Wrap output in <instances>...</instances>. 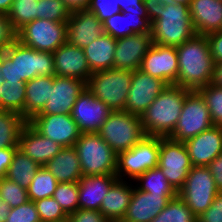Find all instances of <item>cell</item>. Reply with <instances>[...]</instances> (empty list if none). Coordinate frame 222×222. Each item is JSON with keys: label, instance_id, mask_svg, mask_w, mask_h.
<instances>
[{"label": "cell", "instance_id": "obj_1", "mask_svg": "<svg viewBox=\"0 0 222 222\" xmlns=\"http://www.w3.org/2000/svg\"><path fill=\"white\" fill-rule=\"evenodd\" d=\"M176 51L178 76L174 85L194 91L212 83L215 62L206 35L195 34Z\"/></svg>", "mask_w": 222, "mask_h": 222}, {"label": "cell", "instance_id": "obj_2", "mask_svg": "<svg viewBox=\"0 0 222 222\" xmlns=\"http://www.w3.org/2000/svg\"><path fill=\"white\" fill-rule=\"evenodd\" d=\"M6 84L27 82L37 76H54L52 52L37 51L18 40L6 51L0 52V72Z\"/></svg>", "mask_w": 222, "mask_h": 222}, {"label": "cell", "instance_id": "obj_3", "mask_svg": "<svg viewBox=\"0 0 222 222\" xmlns=\"http://www.w3.org/2000/svg\"><path fill=\"white\" fill-rule=\"evenodd\" d=\"M190 91L178 85H168L140 116L145 134L168 138L177 125Z\"/></svg>", "mask_w": 222, "mask_h": 222}, {"label": "cell", "instance_id": "obj_4", "mask_svg": "<svg viewBox=\"0 0 222 222\" xmlns=\"http://www.w3.org/2000/svg\"><path fill=\"white\" fill-rule=\"evenodd\" d=\"M195 34L187 5L168 2L151 24L152 43L161 46L177 47Z\"/></svg>", "mask_w": 222, "mask_h": 222}, {"label": "cell", "instance_id": "obj_5", "mask_svg": "<svg viewBox=\"0 0 222 222\" xmlns=\"http://www.w3.org/2000/svg\"><path fill=\"white\" fill-rule=\"evenodd\" d=\"M74 148L83 176L116 175L117 154L97 133H81Z\"/></svg>", "mask_w": 222, "mask_h": 222}, {"label": "cell", "instance_id": "obj_6", "mask_svg": "<svg viewBox=\"0 0 222 222\" xmlns=\"http://www.w3.org/2000/svg\"><path fill=\"white\" fill-rule=\"evenodd\" d=\"M97 134L117 155L131 149L146 136L140 116L126 111H112Z\"/></svg>", "mask_w": 222, "mask_h": 222}, {"label": "cell", "instance_id": "obj_7", "mask_svg": "<svg viewBox=\"0 0 222 222\" xmlns=\"http://www.w3.org/2000/svg\"><path fill=\"white\" fill-rule=\"evenodd\" d=\"M133 71L107 69L93 73L86 88L112 111H125Z\"/></svg>", "mask_w": 222, "mask_h": 222}, {"label": "cell", "instance_id": "obj_8", "mask_svg": "<svg viewBox=\"0 0 222 222\" xmlns=\"http://www.w3.org/2000/svg\"><path fill=\"white\" fill-rule=\"evenodd\" d=\"M160 151V137L145 136L131 149L117 155L116 176L124 180L126 175L129 180H134L149 169L158 167Z\"/></svg>", "mask_w": 222, "mask_h": 222}, {"label": "cell", "instance_id": "obj_9", "mask_svg": "<svg viewBox=\"0 0 222 222\" xmlns=\"http://www.w3.org/2000/svg\"><path fill=\"white\" fill-rule=\"evenodd\" d=\"M213 126L204 97L198 90L190 91L185 97L177 125L168 138L185 142Z\"/></svg>", "mask_w": 222, "mask_h": 222}, {"label": "cell", "instance_id": "obj_10", "mask_svg": "<svg viewBox=\"0 0 222 222\" xmlns=\"http://www.w3.org/2000/svg\"><path fill=\"white\" fill-rule=\"evenodd\" d=\"M218 193L219 190L209 168L193 166L184 181L183 187L179 190L178 196L195 216H198L210 207Z\"/></svg>", "mask_w": 222, "mask_h": 222}, {"label": "cell", "instance_id": "obj_11", "mask_svg": "<svg viewBox=\"0 0 222 222\" xmlns=\"http://www.w3.org/2000/svg\"><path fill=\"white\" fill-rule=\"evenodd\" d=\"M17 40L37 51L53 53L67 42V23L35 19L17 32Z\"/></svg>", "mask_w": 222, "mask_h": 222}, {"label": "cell", "instance_id": "obj_12", "mask_svg": "<svg viewBox=\"0 0 222 222\" xmlns=\"http://www.w3.org/2000/svg\"><path fill=\"white\" fill-rule=\"evenodd\" d=\"M158 167L178 193L193 167L185 143L160 137Z\"/></svg>", "mask_w": 222, "mask_h": 222}, {"label": "cell", "instance_id": "obj_13", "mask_svg": "<svg viewBox=\"0 0 222 222\" xmlns=\"http://www.w3.org/2000/svg\"><path fill=\"white\" fill-rule=\"evenodd\" d=\"M42 136L52 139L63 147H71L81 135L71 115L36 114L27 121Z\"/></svg>", "mask_w": 222, "mask_h": 222}, {"label": "cell", "instance_id": "obj_14", "mask_svg": "<svg viewBox=\"0 0 222 222\" xmlns=\"http://www.w3.org/2000/svg\"><path fill=\"white\" fill-rule=\"evenodd\" d=\"M168 85L140 69L133 71L125 111L141 116Z\"/></svg>", "mask_w": 222, "mask_h": 222}, {"label": "cell", "instance_id": "obj_15", "mask_svg": "<svg viewBox=\"0 0 222 222\" xmlns=\"http://www.w3.org/2000/svg\"><path fill=\"white\" fill-rule=\"evenodd\" d=\"M111 112L102 100L85 88L77 98L70 115L81 133H97Z\"/></svg>", "mask_w": 222, "mask_h": 222}, {"label": "cell", "instance_id": "obj_16", "mask_svg": "<svg viewBox=\"0 0 222 222\" xmlns=\"http://www.w3.org/2000/svg\"><path fill=\"white\" fill-rule=\"evenodd\" d=\"M140 70L152 77L173 85L178 76V55L176 47L152 44L142 60Z\"/></svg>", "mask_w": 222, "mask_h": 222}, {"label": "cell", "instance_id": "obj_17", "mask_svg": "<svg viewBox=\"0 0 222 222\" xmlns=\"http://www.w3.org/2000/svg\"><path fill=\"white\" fill-rule=\"evenodd\" d=\"M85 88L84 81L54 75L53 89H51L49 100L38 114L70 115L77 98Z\"/></svg>", "mask_w": 222, "mask_h": 222}, {"label": "cell", "instance_id": "obj_18", "mask_svg": "<svg viewBox=\"0 0 222 222\" xmlns=\"http://www.w3.org/2000/svg\"><path fill=\"white\" fill-rule=\"evenodd\" d=\"M151 34L137 33L116 40L114 69L135 71L152 46Z\"/></svg>", "mask_w": 222, "mask_h": 222}, {"label": "cell", "instance_id": "obj_19", "mask_svg": "<svg viewBox=\"0 0 222 222\" xmlns=\"http://www.w3.org/2000/svg\"><path fill=\"white\" fill-rule=\"evenodd\" d=\"M55 76H65L84 81L92 75L83 48L66 42L53 52Z\"/></svg>", "mask_w": 222, "mask_h": 222}, {"label": "cell", "instance_id": "obj_20", "mask_svg": "<svg viewBox=\"0 0 222 222\" xmlns=\"http://www.w3.org/2000/svg\"><path fill=\"white\" fill-rule=\"evenodd\" d=\"M103 23L92 12L79 10L71 12L67 22V42L85 48L103 35Z\"/></svg>", "mask_w": 222, "mask_h": 222}, {"label": "cell", "instance_id": "obj_21", "mask_svg": "<svg viewBox=\"0 0 222 222\" xmlns=\"http://www.w3.org/2000/svg\"><path fill=\"white\" fill-rule=\"evenodd\" d=\"M178 194H152L134 187V191L125 215L131 222H150Z\"/></svg>", "mask_w": 222, "mask_h": 222}, {"label": "cell", "instance_id": "obj_22", "mask_svg": "<svg viewBox=\"0 0 222 222\" xmlns=\"http://www.w3.org/2000/svg\"><path fill=\"white\" fill-rule=\"evenodd\" d=\"M184 143L192 165L207 167L222 152V128L213 126Z\"/></svg>", "mask_w": 222, "mask_h": 222}, {"label": "cell", "instance_id": "obj_23", "mask_svg": "<svg viewBox=\"0 0 222 222\" xmlns=\"http://www.w3.org/2000/svg\"><path fill=\"white\" fill-rule=\"evenodd\" d=\"M18 148L40 166H45L63 146L42 136L27 122L21 130Z\"/></svg>", "mask_w": 222, "mask_h": 222}, {"label": "cell", "instance_id": "obj_24", "mask_svg": "<svg viewBox=\"0 0 222 222\" xmlns=\"http://www.w3.org/2000/svg\"><path fill=\"white\" fill-rule=\"evenodd\" d=\"M189 11L196 34L222 30V2L219 0H191Z\"/></svg>", "mask_w": 222, "mask_h": 222}, {"label": "cell", "instance_id": "obj_25", "mask_svg": "<svg viewBox=\"0 0 222 222\" xmlns=\"http://www.w3.org/2000/svg\"><path fill=\"white\" fill-rule=\"evenodd\" d=\"M117 180L118 177L116 175L82 176L78 181L79 209L99 211L104 196Z\"/></svg>", "mask_w": 222, "mask_h": 222}, {"label": "cell", "instance_id": "obj_26", "mask_svg": "<svg viewBox=\"0 0 222 222\" xmlns=\"http://www.w3.org/2000/svg\"><path fill=\"white\" fill-rule=\"evenodd\" d=\"M104 32L113 38H123L137 33L151 34V21L147 13L120 12L102 22Z\"/></svg>", "mask_w": 222, "mask_h": 222}, {"label": "cell", "instance_id": "obj_27", "mask_svg": "<svg viewBox=\"0 0 222 222\" xmlns=\"http://www.w3.org/2000/svg\"><path fill=\"white\" fill-rule=\"evenodd\" d=\"M130 185L118 179L104 196L99 211L109 221L125 217L135 187Z\"/></svg>", "mask_w": 222, "mask_h": 222}, {"label": "cell", "instance_id": "obj_28", "mask_svg": "<svg viewBox=\"0 0 222 222\" xmlns=\"http://www.w3.org/2000/svg\"><path fill=\"white\" fill-rule=\"evenodd\" d=\"M45 167L56 178L58 183L78 182L83 176L80 160L74 146L63 147Z\"/></svg>", "mask_w": 222, "mask_h": 222}, {"label": "cell", "instance_id": "obj_29", "mask_svg": "<svg viewBox=\"0 0 222 222\" xmlns=\"http://www.w3.org/2000/svg\"><path fill=\"white\" fill-rule=\"evenodd\" d=\"M116 40L111 35L104 33L84 48L92 74L114 68Z\"/></svg>", "mask_w": 222, "mask_h": 222}, {"label": "cell", "instance_id": "obj_30", "mask_svg": "<svg viewBox=\"0 0 222 222\" xmlns=\"http://www.w3.org/2000/svg\"><path fill=\"white\" fill-rule=\"evenodd\" d=\"M54 76H37L26 82L24 118L29 121L48 102L53 89Z\"/></svg>", "mask_w": 222, "mask_h": 222}, {"label": "cell", "instance_id": "obj_31", "mask_svg": "<svg viewBox=\"0 0 222 222\" xmlns=\"http://www.w3.org/2000/svg\"><path fill=\"white\" fill-rule=\"evenodd\" d=\"M41 166L19 148L15 151L6 178L27 189Z\"/></svg>", "mask_w": 222, "mask_h": 222}, {"label": "cell", "instance_id": "obj_32", "mask_svg": "<svg viewBox=\"0 0 222 222\" xmlns=\"http://www.w3.org/2000/svg\"><path fill=\"white\" fill-rule=\"evenodd\" d=\"M27 120L17 112L0 109V149L18 147Z\"/></svg>", "mask_w": 222, "mask_h": 222}, {"label": "cell", "instance_id": "obj_33", "mask_svg": "<svg viewBox=\"0 0 222 222\" xmlns=\"http://www.w3.org/2000/svg\"><path fill=\"white\" fill-rule=\"evenodd\" d=\"M57 184L58 181L50 171L45 166H41L27 188L29 200L34 202L52 197Z\"/></svg>", "mask_w": 222, "mask_h": 222}, {"label": "cell", "instance_id": "obj_34", "mask_svg": "<svg viewBox=\"0 0 222 222\" xmlns=\"http://www.w3.org/2000/svg\"><path fill=\"white\" fill-rule=\"evenodd\" d=\"M136 181L141 184L136 187L138 190L152 194H178L169 184L166 176L159 167L149 169L142 175L138 176Z\"/></svg>", "mask_w": 222, "mask_h": 222}, {"label": "cell", "instance_id": "obj_35", "mask_svg": "<svg viewBox=\"0 0 222 222\" xmlns=\"http://www.w3.org/2000/svg\"><path fill=\"white\" fill-rule=\"evenodd\" d=\"M197 216L186 203L177 195L150 222H197Z\"/></svg>", "mask_w": 222, "mask_h": 222}, {"label": "cell", "instance_id": "obj_36", "mask_svg": "<svg viewBox=\"0 0 222 222\" xmlns=\"http://www.w3.org/2000/svg\"><path fill=\"white\" fill-rule=\"evenodd\" d=\"M8 17L18 32L25 25L38 19V0H14Z\"/></svg>", "mask_w": 222, "mask_h": 222}, {"label": "cell", "instance_id": "obj_37", "mask_svg": "<svg viewBox=\"0 0 222 222\" xmlns=\"http://www.w3.org/2000/svg\"><path fill=\"white\" fill-rule=\"evenodd\" d=\"M1 110L17 112L24 117V105L26 99V82L19 84H2Z\"/></svg>", "mask_w": 222, "mask_h": 222}, {"label": "cell", "instance_id": "obj_38", "mask_svg": "<svg viewBox=\"0 0 222 222\" xmlns=\"http://www.w3.org/2000/svg\"><path fill=\"white\" fill-rule=\"evenodd\" d=\"M78 182L58 183L53 193V198L59 203L64 212L69 216L78 207Z\"/></svg>", "mask_w": 222, "mask_h": 222}, {"label": "cell", "instance_id": "obj_39", "mask_svg": "<svg viewBox=\"0 0 222 222\" xmlns=\"http://www.w3.org/2000/svg\"><path fill=\"white\" fill-rule=\"evenodd\" d=\"M198 91L205 99L214 126L222 128V87L210 83Z\"/></svg>", "mask_w": 222, "mask_h": 222}, {"label": "cell", "instance_id": "obj_40", "mask_svg": "<svg viewBox=\"0 0 222 222\" xmlns=\"http://www.w3.org/2000/svg\"><path fill=\"white\" fill-rule=\"evenodd\" d=\"M71 11L61 0H38V19L67 23Z\"/></svg>", "mask_w": 222, "mask_h": 222}, {"label": "cell", "instance_id": "obj_41", "mask_svg": "<svg viewBox=\"0 0 222 222\" xmlns=\"http://www.w3.org/2000/svg\"><path fill=\"white\" fill-rule=\"evenodd\" d=\"M41 222H68V215L53 198H43L34 201Z\"/></svg>", "mask_w": 222, "mask_h": 222}, {"label": "cell", "instance_id": "obj_42", "mask_svg": "<svg viewBox=\"0 0 222 222\" xmlns=\"http://www.w3.org/2000/svg\"><path fill=\"white\" fill-rule=\"evenodd\" d=\"M0 197L11 208L18 207L29 201L27 189L8 180L6 177L0 180Z\"/></svg>", "mask_w": 222, "mask_h": 222}, {"label": "cell", "instance_id": "obj_43", "mask_svg": "<svg viewBox=\"0 0 222 222\" xmlns=\"http://www.w3.org/2000/svg\"><path fill=\"white\" fill-rule=\"evenodd\" d=\"M6 222H41L33 201L11 208Z\"/></svg>", "mask_w": 222, "mask_h": 222}, {"label": "cell", "instance_id": "obj_44", "mask_svg": "<svg viewBox=\"0 0 222 222\" xmlns=\"http://www.w3.org/2000/svg\"><path fill=\"white\" fill-rule=\"evenodd\" d=\"M87 10L94 13L101 22L121 12L117 0H90Z\"/></svg>", "mask_w": 222, "mask_h": 222}, {"label": "cell", "instance_id": "obj_45", "mask_svg": "<svg viewBox=\"0 0 222 222\" xmlns=\"http://www.w3.org/2000/svg\"><path fill=\"white\" fill-rule=\"evenodd\" d=\"M17 41V31L9 20L8 14L0 13V52L6 51Z\"/></svg>", "mask_w": 222, "mask_h": 222}, {"label": "cell", "instance_id": "obj_46", "mask_svg": "<svg viewBox=\"0 0 222 222\" xmlns=\"http://www.w3.org/2000/svg\"><path fill=\"white\" fill-rule=\"evenodd\" d=\"M197 222H222V192H219L210 207L197 216Z\"/></svg>", "mask_w": 222, "mask_h": 222}, {"label": "cell", "instance_id": "obj_47", "mask_svg": "<svg viewBox=\"0 0 222 222\" xmlns=\"http://www.w3.org/2000/svg\"><path fill=\"white\" fill-rule=\"evenodd\" d=\"M68 222H109V220L100 211L77 209L68 216Z\"/></svg>", "mask_w": 222, "mask_h": 222}, {"label": "cell", "instance_id": "obj_48", "mask_svg": "<svg viewBox=\"0 0 222 222\" xmlns=\"http://www.w3.org/2000/svg\"><path fill=\"white\" fill-rule=\"evenodd\" d=\"M215 64L222 62V30L206 35Z\"/></svg>", "mask_w": 222, "mask_h": 222}, {"label": "cell", "instance_id": "obj_49", "mask_svg": "<svg viewBox=\"0 0 222 222\" xmlns=\"http://www.w3.org/2000/svg\"><path fill=\"white\" fill-rule=\"evenodd\" d=\"M167 0H144L146 12L151 23L160 17V11L166 7Z\"/></svg>", "mask_w": 222, "mask_h": 222}, {"label": "cell", "instance_id": "obj_50", "mask_svg": "<svg viewBox=\"0 0 222 222\" xmlns=\"http://www.w3.org/2000/svg\"><path fill=\"white\" fill-rule=\"evenodd\" d=\"M219 192H222V152L207 166Z\"/></svg>", "mask_w": 222, "mask_h": 222}, {"label": "cell", "instance_id": "obj_51", "mask_svg": "<svg viewBox=\"0 0 222 222\" xmlns=\"http://www.w3.org/2000/svg\"><path fill=\"white\" fill-rule=\"evenodd\" d=\"M121 12L124 13H147L144 0H117Z\"/></svg>", "mask_w": 222, "mask_h": 222}, {"label": "cell", "instance_id": "obj_52", "mask_svg": "<svg viewBox=\"0 0 222 222\" xmlns=\"http://www.w3.org/2000/svg\"><path fill=\"white\" fill-rule=\"evenodd\" d=\"M18 147L0 149V180L6 177L13 155Z\"/></svg>", "mask_w": 222, "mask_h": 222}, {"label": "cell", "instance_id": "obj_53", "mask_svg": "<svg viewBox=\"0 0 222 222\" xmlns=\"http://www.w3.org/2000/svg\"><path fill=\"white\" fill-rule=\"evenodd\" d=\"M63 1L68 9L73 11L86 10L89 6L90 0H61Z\"/></svg>", "mask_w": 222, "mask_h": 222}, {"label": "cell", "instance_id": "obj_54", "mask_svg": "<svg viewBox=\"0 0 222 222\" xmlns=\"http://www.w3.org/2000/svg\"><path fill=\"white\" fill-rule=\"evenodd\" d=\"M212 83L222 87V62L215 64L214 76Z\"/></svg>", "mask_w": 222, "mask_h": 222}, {"label": "cell", "instance_id": "obj_55", "mask_svg": "<svg viewBox=\"0 0 222 222\" xmlns=\"http://www.w3.org/2000/svg\"><path fill=\"white\" fill-rule=\"evenodd\" d=\"M11 207L4 201H0V222H6Z\"/></svg>", "mask_w": 222, "mask_h": 222}, {"label": "cell", "instance_id": "obj_56", "mask_svg": "<svg viewBox=\"0 0 222 222\" xmlns=\"http://www.w3.org/2000/svg\"><path fill=\"white\" fill-rule=\"evenodd\" d=\"M14 0H0V13L8 14Z\"/></svg>", "mask_w": 222, "mask_h": 222}, {"label": "cell", "instance_id": "obj_57", "mask_svg": "<svg viewBox=\"0 0 222 222\" xmlns=\"http://www.w3.org/2000/svg\"><path fill=\"white\" fill-rule=\"evenodd\" d=\"M168 2H171V3H175V4H178V5H187L189 6V3L191 0H167Z\"/></svg>", "mask_w": 222, "mask_h": 222}, {"label": "cell", "instance_id": "obj_58", "mask_svg": "<svg viewBox=\"0 0 222 222\" xmlns=\"http://www.w3.org/2000/svg\"><path fill=\"white\" fill-rule=\"evenodd\" d=\"M3 72H0V109H1V95H3V89H2V84L4 83V79H3Z\"/></svg>", "mask_w": 222, "mask_h": 222}, {"label": "cell", "instance_id": "obj_59", "mask_svg": "<svg viewBox=\"0 0 222 222\" xmlns=\"http://www.w3.org/2000/svg\"><path fill=\"white\" fill-rule=\"evenodd\" d=\"M109 222H131V221H128L126 220L125 218H121V219H115V220H111Z\"/></svg>", "mask_w": 222, "mask_h": 222}]
</instances>
